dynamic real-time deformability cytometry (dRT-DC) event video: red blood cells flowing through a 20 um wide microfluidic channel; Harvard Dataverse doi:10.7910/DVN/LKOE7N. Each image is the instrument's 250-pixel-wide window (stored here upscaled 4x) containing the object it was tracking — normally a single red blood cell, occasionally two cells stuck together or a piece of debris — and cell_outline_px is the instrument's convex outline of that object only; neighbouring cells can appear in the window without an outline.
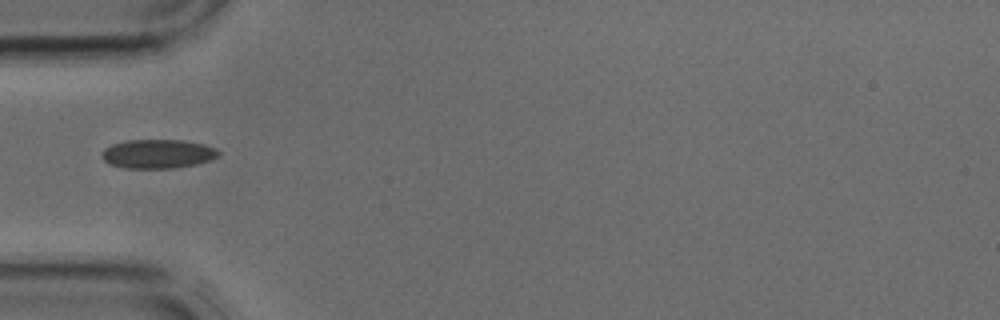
{"species": "common noctule bat (a hibernating species)", "species_latin": "Nyctalus noctula", "temperature_condition": "cold", "stored_images_in_passage": 11, "camera_frame_rate_fps": 3000, "um_per_image_px": 0.085, "animal": {"sex": "male", "body_mass_g": 17.9, "forearm_length_mm": 54.2}, "frame": {"image": 1, "passage_image": 1, "time_ms": 0.0, "image_size_px": [1000, 320], "cell_outline_px": [[220, 156], [212, 160], [196, 164], [172, 168], [124, 168], [108, 164], [100, 156], [100, 152], [104, 148], [112, 144], [128, 140], [180, 140], [204, 144], [216, 148], [220, 152]], "centroid_in_image_um": [13.4, 13.08], "position_along_channel_um": 71.6, "area_um2": 19.94}}